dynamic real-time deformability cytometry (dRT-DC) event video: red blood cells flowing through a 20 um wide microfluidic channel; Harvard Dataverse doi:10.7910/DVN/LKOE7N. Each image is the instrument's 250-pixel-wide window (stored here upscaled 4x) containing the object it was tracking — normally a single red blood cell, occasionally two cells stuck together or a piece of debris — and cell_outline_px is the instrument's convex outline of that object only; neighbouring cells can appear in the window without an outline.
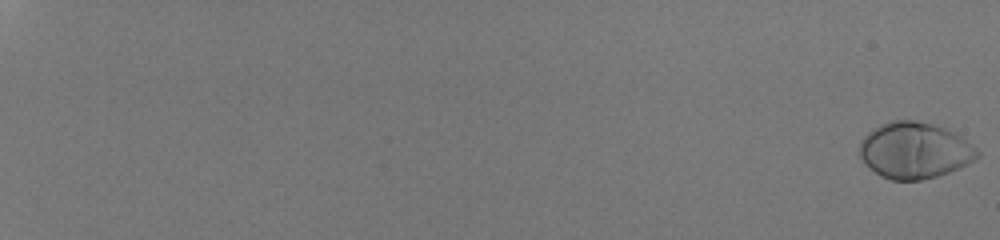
{"species": "human", "species_latin": "Homo sapiens", "temperature_condition": "room temperature", "stored_images_in_passage": 55, "camera_frame_rate_fps": 3000, "um_per_image_px": 0.085, "donor": {"sex": "male"}, "frame": {"image": 1, "passage_image": 1, "time_ms": 0.0, "image_size_px": [1000, 240], "cell_outline_px": [[980, 156], [968, 164], [948, 172], [936, 176], [920, 180], [892, 180], [880, 176], [860, 156], [860, 140], [868, 132], [892, 120], [916, 120], [932, 124], [956, 132], [976, 148], [980, 152]], "centroid_in_image_um": [77.78, 12.78], "position_along_channel_um": 7.2, "area_um2": 38.26}}
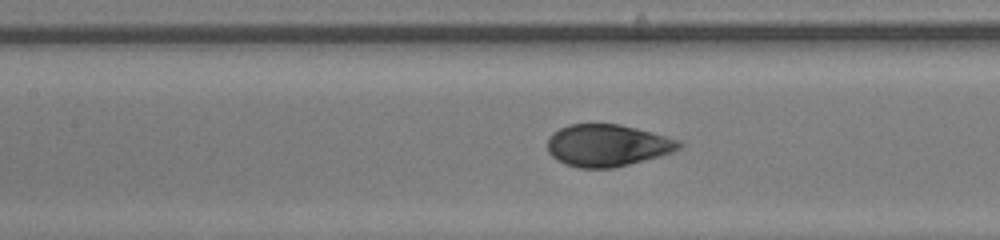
{"frame": {"image": 2, "passage_image": 32, "time_ms": 10.333, "image_size_px": [1000, 240], "cell_outline_px": [[684, 144], [680, 148], [672, 152], [616, 168], [580, 168], [564, 164], [556, 160], [548, 152], [548, 136], [552, 132], [568, 124], [620, 124], [652, 132], [680, 140]], "centroid_in_image_um": [51.61, 12.36], "position_along_channel_um": 155.8, "area_um2": 32.43}}
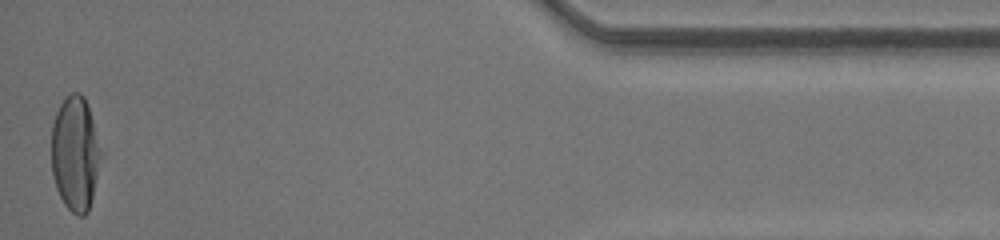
{"frame": {"image": 3, "passage_image": 55, "time_ms": 18.0, "image_size_px": [1000, 240], "cell_outline_px": [[104, 152], [88, 212], [84, 216], [76, 216], [64, 204], [56, 188], [52, 176], [52, 124], [56, 112], [64, 96], [72, 92], [80, 92], [84, 96], [88, 104]], "centroid_in_image_um": [6.42, 13.02], "position_along_channel_um": 428.8, "area_um2": 33.93}, "authors_computed_cell_mechanics": {"area_um2": 34.391, "velocity_mm_per_s": 4.2601, "shape_relaxation_time_tau1_ms": 3.3705, "shape_relaxation_time_tau2_ms": null, "deformation_change_tau1": 0.2015, "deformation_change_tau2": null}}